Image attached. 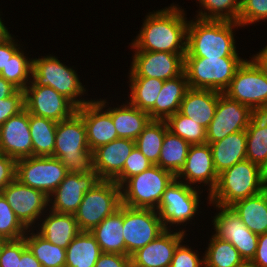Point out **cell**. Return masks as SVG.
<instances>
[{
    "label": "cell",
    "instance_id": "1",
    "mask_svg": "<svg viewBox=\"0 0 267 267\" xmlns=\"http://www.w3.org/2000/svg\"><path fill=\"white\" fill-rule=\"evenodd\" d=\"M179 9L171 5L149 14L132 48L136 51L186 53L188 23L184 11Z\"/></svg>",
    "mask_w": 267,
    "mask_h": 267
},
{
    "label": "cell",
    "instance_id": "2",
    "mask_svg": "<svg viewBox=\"0 0 267 267\" xmlns=\"http://www.w3.org/2000/svg\"><path fill=\"white\" fill-rule=\"evenodd\" d=\"M58 158L71 174H97L95 154L88 147L83 118L76 112L72 117L57 122L55 149Z\"/></svg>",
    "mask_w": 267,
    "mask_h": 267
},
{
    "label": "cell",
    "instance_id": "3",
    "mask_svg": "<svg viewBox=\"0 0 267 267\" xmlns=\"http://www.w3.org/2000/svg\"><path fill=\"white\" fill-rule=\"evenodd\" d=\"M196 19L188 22L184 57H239L232 32L238 22Z\"/></svg>",
    "mask_w": 267,
    "mask_h": 267
},
{
    "label": "cell",
    "instance_id": "4",
    "mask_svg": "<svg viewBox=\"0 0 267 267\" xmlns=\"http://www.w3.org/2000/svg\"><path fill=\"white\" fill-rule=\"evenodd\" d=\"M267 188L262 168L249 160H243L222 171L215 189L209 194V202L230 207L235 202L259 194Z\"/></svg>",
    "mask_w": 267,
    "mask_h": 267
},
{
    "label": "cell",
    "instance_id": "5",
    "mask_svg": "<svg viewBox=\"0 0 267 267\" xmlns=\"http://www.w3.org/2000/svg\"><path fill=\"white\" fill-rule=\"evenodd\" d=\"M243 61L240 57H184V72L189 88L223 93Z\"/></svg>",
    "mask_w": 267,
    "mask_h": 267
},
{
    "label": "cell",
    "instance_id": "6",
    "mask_svg": "<svg viewBox=\"0 0 267 267\" xmlns=\"http://www.w3.org/2000/svg\"><path fill=\"white\" fill-rule=\"evenodd\" d=\"M176 176L157 165L130 177L121 190L122 204L131 208L157 209L163 193Z\"/></svg>",
    "mask_w": 267,
    "mask_h": 267
},
{
    "label": "cell",
    "instance_id": "7",
    "mask_svg": "<svg viewBox=\"0 0 267 267\" xmlns=\"http://www.w3.org/2000/svg\"><path fill=\"white\" fill-rule=\"evenodd\" d=\"M121 186L114 180H100L84 197L74 214L80 231H91L122 205Z\"/></svg>",
    "mask_w": 267,
    "mask_h": 267
},
{
    "label": "cell",
    "instance_id": "8",
    "mask_svg": "<svg viewBox=\"0 0 267 267\" xmlns=\"http://www.w3.org/2000/svg\"><path fill=\"white\" fill-rule=\"evenodd\" d=\"M223 93L254 113L267 112V75L254 60L243 61Z\"/></svg>",
    "mask_w": 267,
    "mask_h": 267
},
{
    "label": "cell",
    "instance_id": "9",
    "mask_svg": "<svg viewBox=\"0 0 267 267\" xmlns=\"http://www.w3.org/2000/svg\"><path fill=\"white\" fill-rule=\"evenodd\" d=\"M33 82L38 86H48L71 100L77 107L90 102L78 100L86 90L82 86L76 72L60 63L55 56H47L32 60ZM77 99V100H76Z\"/></svg>",
    "mask_w": 267,
    "mask_h": 267
},
{
    "label": "cell",
    "instance_id": "10",
    "mask_svg": "<svg viewBox=\"0 0 267 267\" xmlns=\"http://www.w3.org/2000/svg\"><path fill=\"white\" fill-rule=\"evenodd\" d=\"M68 174L62 162L52 156H31L16 160V175L21 184L44 192L48 197Z\"/></svg>",
    "mask_w": 267,
    "mask_h": 267
},
{
    "label": "cell",
    "instance_id": "11",
    "mask_svg": "<svg viewBox=\"0 0 267 267\" xmlns=\"http://www.w3.org/2000/svg\"><path fill=\"white\" fill-rule=\"evenodd\" d=\"M166 229L155 209L131 208L123 205V237L126 255L131 256Z\"/></svg>",
    "mask_w": 267,
    "mask_h": 267
},
{
    "label": "cell",
    "instance_id": "12",
    "mask_svg": "<svg viewBox=\"0 0 267 267\" xmlns=\"http://www.w3.org/2000/svg\"><path fill=\"white\" fill-rule=\"evenodd\" d=\"M191 186L175 178L166 188L156 209L165 229H168V223L178 225L192 219L196 214L199 193Z\"/></svg>",
    "mask_w": 267,
    "mask_h": 267
},
{
    "label": "cell",
    "instance_id": "13",
    "mask_svg": "<svg viewBox=\"0 0 267 267\" xmlns=\"http://www.w3.org/2000/svg\"><path fill=\"white\" fill-rule=\"evenodd\" d=\"M24 89L25 109L29 114L59 122L72 117L77 106L64 95L48 86H38L33 81Z\"/></svg>",
    "mask_w": 267,
    "mask_h": 267
},
{
    "label": "cell",
    "instance_id": "14",
    "mask_svg": "<svg viewBox=\"0 0 267 267\" xmlns=\"http://www.w3.org/2000/svg\"><path fill=\"white\" fill-rule=\"evenodd\" d=\"M254 114L248 106L219 92L215 115L207 128L206 143H215L232 133L246 130Z\"/></svg>",
    "mask_w": 267,
    "mask_h": 267
},
{
    "label": "cell",
    "instance_id": "15",
    "mask_svg": "<svg viewBox=\"0 0 267 267\" xmlns=\"http://www.w3.org/2000/svg\"><path fill=\"white\" fill-rule=\"evenodd\" d=\"M221 208L213 222L219 239L229 241L240 253L243 260L252 261L258 246V235L250 231L231 207Z\"/></svg>",
    "mask_w": 267,
    "mask_h": 267
},
{
    "label": "cell",
    "instance_id": "16",
    "mask_svg": "<svg viewBox=\"0 0 267 267\" xmlns=\"http://www.w3.org/2000/svg\"><path fill=\"white\" fill-rule=\"evenodd\" d=\"M135 53L130 68V77H152L165 81L184 72L186 53L164 51H136Z\"/></svg>",
    "mask_w": 267,
    "mask_h": 267
},
{
    "label": "cell",
    "instance_id": "17",
    "mask_svg": "<svg viewBox=\"0 0 267 267\" xmlns=\"http://www.w3.org/2000/svg\"><path fill=\"white\" fill-rule=\"evenodd\" d=\"M1 194L27 229L38 220L50 202V197L44 192L21 184L17 179L9 183Z\"/></svg>",
    "mask_w": 267,
    "mask_h": 267
},
{
    "label": "cell",
    "instance_id": "18",
    "mask_svg": "<svg viewBox=\"0 0 267 267\" xmlns=\"http://www.w3.org/2000/svg\"><path fill=\"white\" fill-rule=\"evenodd\" d=\"M0 153L15 160L33 156L29 113L25 108L0 126Z\"/></svg>",
    "mask_w": 267,
    "mask_h": 267
},
{
    "label": "cell",
    "instance_id": "19",
    "mask_svg": "<svg viewBox=\"0 0 267 267\" xmlns=\"http://www.w3.org/2000/svg\"><path fill=\"white\" fill-rule=\"evenodd\" d=\"M105 103L107 102L104 100H90L77 108V113L85 124L88 147L91 151L119 138L110 113L107 110L102 111L106 106Z\"/></svg>",
    "mask_w": 267,
    "mask_h": 267
},
{
    "label": "cell",
    "instance_id": "20",
    "mask_svg": "<svg viewBox=\"0 0 267 267\" xmlns=\"http://www.w3.org/2000/svg\"><path fill=\"white\" fill-rule=\"evenodd\" d=\"M101 179L98 174H71L68 173L65 179L50 195L54 196L52 201L53 211L66 214H75L84 197V194L91 190Z\"/></svg>",
    "mask_w": 267,
    "mask_h": 267
},
{
    "label": "cell",
    "instance_id": "21",
    "mask_svg": "<svg viewBox=\"0 0 267 267\" xmlns=\"http://www.w3.org/2000/svg\"><path fill=\"white\" fill-rule=\"evenodd\" d=\"M166 229L155 240L130 256V262L140 267H170L177 245L184 239L185 230L171 234Z\"/></svg>",
    "mask_w": 267,
    "mask_h": 267
},
{
    "label": "cell",
    "instance_id": "22",
    "mask_svg": "<svg viewBox=\"0 0 267 267\" xmlns=\"http://www.w3.org/2000/svg\"><path fill=\"white\" fill-rule=\"evenodd\" d=\"M185 177L184 179L187 180L186 183H206L210 187V193L215 189L218 176L213 158H212V151L209 144H196L191 145L185 165L182 167L180 172L176 175V179ZM189 181V183H188Z\"/></svg>",
    "mask_w": 267,
    "mask_h": 267
},
{
    "label": "cell",
    "instance_id": "23",
    "mask_svg": "<svg viewBox=\"0 0 267 267\" xmlns=\"http://www.w3.org/2000/svg\"><path fill=\"white\" fill-rule=\"evenodd\" d=\"M135 140L118 138L94 150L95 167L101 180H114L123 170Z\"/></svg>",
    "mask_w": 267,
    "mask_h": 267
},
{
    "label": "cell",
    "instance_id": "24",
    "mask_svg": "<svg viewBox=\"0 0 267 267\" xmlns=\"http://www.w3.org/2000/svg\"><path fill=\"white\" fill-rule=\"evenodd\" d=\"M218 99V91L189 88L181 102L179 112L207 129L214 118Z\"/></svg>",
    "mask_w": 267,
    "mask_h": 267
},
{
    "label": "cell",
    "instance_id": "25",
    "mask_svg": "<svg viewBox=\"0 0 267 267\" xmlns=\"http://www.w3.org/2000/svg\"><path fill=\"white\" fill-rule=\"evenodd\" d=\"M189 89L185 72L164 81L154 107L148 112L152 120H166L180 110L181 102Z\"/></svg>",
    "mask_w": 267,
    "mask_h": 267
},
{
    "label": "cell",
    "instance_id": "26",
    "mask_svg": "<svg viewBox=\"0 0 267 267\" xmlns=\"http://www.w3.org/2000/svg\"><path fill=\"white\" fill-rule=\"evenodd\" d=\"M123 204L114 213L103 219L90 232L102 252L126 255L123 237Z\"/></svg>",
    "mask_w": 267,
    "mask_h": 267
},
{
    "label": "cell",
    "instance_id": "27",
    "mask_svg": "<svg viewBox=\"0 0 267 267\" xmlns=\"http://www.w3.org/2000/svg\"><path fill=\"white\" fill-rule=\"evenodd\" d=\"M209 145L218 174L236 163L246 160V130L232 133L224 139Z\"/></svg>",
    "mask_w": 267,
    "mask_h": 267
},
{
    "label": "cell",
    "instance_id": "28",
    "mask_svg": "<svg viewBox=\"0 0 267 267\" xmlns=\"http://www.w3.org/2000/svg\"><path fill=\"white\" fill-rule=\"evenodd\" d=\"M245 226L256 235L267 233V188L230 206Z\"/></svg>",
    "mask_w": 267,
    "mask_h": 267
},
{
    "label": "cell",
    "instance_id": "29",
    "mask_svg": "<svg viewBox=\"0 0 267 267\" xmlns=\"http://www.w3.org/2000/svg\"><path fill=\"white\" fill-rule=\"evenodd\" d=\"M49 212L38 233L50 243L66 249L80 232L75 216L53 210Z\"/></svg>",
    "mask_w": 267,
    "mask_h": 267
},
{
    "label": "cell",
    "instance_id": "30",
    "mask_svg": "<svg viewBox=\"0 0 267 267\" xmlns=\"http://www.w3.org/2000/svg\"><path fill=\"white\" fill-rule=\"evenodd\" d=\"M127 105L109 108L107 111L111 115L118 137L136 140L152 119L147 112L130 103Z\"/></svg>",
    "mask_w": 267,
    "mask_h": 267
},
{
    "label": "cell",
    "instance_id": "31",
    "mask_svg": "<svg viewBox=\"0 0 267 267\" xmlns=\"http://www.w3.org/2000/svg\"><path fill=\"white\" fill-rule=\"evenodd\" d=\"M102 250L90 231H80L66 248L65 267H94Z\"/></svg>",
    "mask_w": 267,
    "mask_h": 267
},
{
    "label": "cell",
    "instance_id": "32",
    "mask_svg": "<svg viewBox=\"0 0 267 267\" xmlns=\"http://www.w3.org/2000/svg\"><path fill=\"white\" fill-rule=\"evenodd\" d=\"M246 159L261 168L267 162V112L255 113L246 129Z\"/></svg>",
    "mask_w": 267,
    "mask_h": 267
},
{
    "label": "cell",
    "instance_id": "33",
    "mask_svg": "<svg viewBox=\"0 0 267 267\" xmlns=\"http://www.w3.org/2000/svg\"><path fill=\"white\" fill-rule=\"evenodd\" d=\"M57 122L29 114L33 156H53Z\"/></svg>",
    "mask_w": 267,
    "mask_h": 267
},
{
    "label": "cell",
    "instance_id": "34",
    "mask_svg": "<svg viewBox=\"0 0 267 267\" xmlns=\"http://www.w3.org/2000/svg\"><path fill=\"white\" fill-rule=\"evenodd\" d=\"M190 146L184 139L167 130L157 166L176 176L185 165Z\"/></svg>",
    "mask_w": 267,
    "mask_h": 267
},
{
    "label": "cell",
    "instance_id": "35",
    "mask_svg": "<svg viewBox=\"0 0 267 267\" xmlns=\"http://www.w3.org/2000/svg\"><path fill=\"white\" fill-rule=\"evenodd\" d=\"M167 130L168 126L165 120H151L135 140V147L140 150L152 165L158 164Z\"/></svg>",
    "mask_w": 267,
    "mask_h": 267
},
{
    "label": "cell",
    "instance_id": "36",
    "mask_svg": "<svg viewBox=\"0 0 267 267\" xmlns=\"http://www.w3.org/2000/svg\"><path fill=\"white\" fill-rule=\"evenodd\" d=\"M130 104L149 112L155 105L164 81L152 77H130Z\"/></svg>",
    "mask_w": 267,
    "mask_h": 267
},
{
    "label": "cell",
    "instance_id": "37",
    "mask_svg": "<svg viewBox=\"0 0 267 267\" xmlns=\"http://www.w3.org/2000/svg\"><path fill=\"white\" fill-rule=\"evenodd\" d=\"M27 247L42 267H65L66 249L50 243L38 232L24 236Z\"/></svg>",
    "mask_w": 267,
    "mask_h": 267
},
{
    "label": "cell",
    "instance_id": "38",
    "mask_svg": "<svg viewBox=\"0 0 267 267\" xmlns=\"http://www.w3.org/2000/svg\"><path fill=\"white\" fill-rule=\"evenodd\" d=\"M243 261L238 250L229 241L213 235L205 253V267H238Z\"/></svg>",
    "mask_w": 267,
    "mask_h": 267
},
{
    "label": "cell",
    "instance_id": "39",
    "mask_svg": "<svg viewBox=\"0 0 267 267\" xmlns=\"http://www.w3.org/2000/svg\"><path fill=\"white\" fill-rule=\"evenodd\" d=\"M168 130L191 145L205 144L207 129L179 111L166 120Z\"/></svg>",
    "mask_w": 267,
    "mask_h": 267
},
{
    "label": "cell",
    "instance_id": "40",
    "mask_svg": "<svg viewBox=\"0 0 267 267\" xmlns=\"http://www.w3.org/2000/svg\"><path fill=\"white\" fill-rule=\"evenodd\" d=\"M199 2L205 10H208V13L200 11L197 17L198 19L238 22L241 10L239 0H199Z\"/></svg>",
    "mask_w": 267,
    "mask_h": 267
},
{
    "label": "cell",
    "instance_id": "41",
    "mask_svg": "<svg viewBox=\"0 0 267 267\" xmlns=\"http://www.w3.org/2000/svg\"><path fill=\"white\" fill-rule=\"evenodd\" d=\"M19 49L10 58L0 76L11 82L20 90H24L28 84V77L32 74V59L28 60Z\"/></svg>",
    "mask_w": 267,
    "mask_h": 267
},
{
    "label": "cell",
    "instance_id": "42",
    "mask_svg": "<svg viewBox=\"0 0 267 267\" xmlns=\"http://www.w3.org/2000/svg\"><path fill=\"white\" fill-rule=\"evenodd\" d=\"M27 228L17 218L5 197L0 193V237L5 240L23 238Z\"/></svg>",
    "mask_w": 267,
    "mask_h": 267
},
{
    "label": "cell",
    "instance_id": "43",
    "mask_svg": "<svg viewBox=\"0 0 267 267\" xmlns=\"http://www.w3.org/2000/svg\"><path fill=\"white\" fill-rule=\"evenodd\" d=\"M152 164L136 147L132 150L129 157L126 159L122 172L114 179V181L124 188V183L130 178L145 171Z\"/></svg>",
    "mask_w": 267,
    "mask_h": 267
},
{
    "label": "cell",
    "instance_id": "44",
    "mask_svg": "<svg viewBox=\"0 0 267 267\" xmlns=\"http://www.w3.org/2000/svg\"><path fill=\"white\" fill-rule=\"evenodd\" d=\"M267 19V0H245L241 4L238 23L245 26Z\"/></svg>",
    "mask_w": 267,
    "mask_h": 267
},
{
    "label": "cell",
    "instance_id": "45",
    "mask_svg": "<svg viewBox=\"0 0 267 267\" xmlns=\"http://www.w3.org/2000/svg\"><path fill=\"white\" fill-rule=\"evenodd\" d=\"M27 247L23 238L7 240L0 253V267H19L22 251Z\"/></svg>",
    "mask_w": 267,
    "mask_h": 267
},
{
    "label": "cell",
    "instance_id": "46",
    "mask_svg": "<svg viewBox=\"0 0 267 267\" xmlns=\"http://www.w3.org/2000/svg\"><path fill=\"white\" fill-rule=\"evenodd\" d=\"M25 108L24 90L18 89L13 95L0 100V126L10 117Z\"/></svg>",
    "mask_w": 267,
    "mask_h": 267
},
{
    "label": "cell",
    "instance_id": "47",
    "mask_svg": "<svg viewBox=\"0 0 267 267\" xmlns=\"http://www.w3.org/2000/svg\"><path fill=\"white\" fill-rule=\"evenodd\" d=\"M180 242L173 254L170 267H201L204 266V257L199 259L198 255Z\"/></svg>",
    "mask_w": 267,
    "mask_h": 267
},
{
    "label": "cell",
    "instance_id": "48",
    "mask_svg": "<svg viewBox=\"0 0 267 267\" xmlns=\"http://www.w3.org/2000/svg\"><path fill=\"white\" fill-rule=\"evenodd\" d=\"M16 160L0 153V193L15 179Z\"/></svg>",
    "mask_w": 267,
    "mask_h": 267
},
{
    "label": "cell",
    "instance_id": "49",
    "mask_svg": "<svg viewBox=\"0 0 267 267\" xmlns=\"http://www.w3.org/2000/svg\"><path fill=\"white\" fill-rule=\"evenodd\" d=\"M130 256L116 253H102L94 267H128Z\"/></svg>",
    "mask_w": 267,
    "mask_h": 267
},
{
    "label": "cell",
    "instance_id": "50",
    "mask_svg": "<svg viewBox=\"0 0 267 267\" xmlns=\"http://www.w3.org/2000/svg\"><path fill=\"white\" fill-rule=\"evenodd\" d=\"M14 41L15 40L12 39V36H10L7 40L0 44V72L4 67H6L13 54L20 49L19 47L17 48L19 45L15 44Z\"/></svg>",
    "mask_w": 267,
    "mask_h": 267
},
{
    "label": "cell",
    "instance_id": "51",
    "mask_svg": "<svg viewBox=\"0 0 267 267\" xmlns=\"http://www.w3.org/2000/svg\"><path fill=\"white\" fill-rule=\"evenodd\" d=\"M252 261L259 267H267V233L258 236V246Z\"/></svg>",
    "mask_w": 267,
    "mask_h": 267
},
{
    "label": "cell",
    "instance_id": "52",
    "mask_svg": "<svg viewBox=\"0 0 267 267\" xmlns=\"http://www.w3.org/2000/svg\"><path fill=\"white\" fill-rule=\"evenodd\" d=\"M19 267H42L41 263L35 258L33 253L26 247L22 251Z\"/></svg>",
    "mask_w": 267,
    "mask_h": 267
},
{
    "label": "cell",
    "instance_id": "53",
    "mask_svg": "<svg viewBox=\"0 0 267 267\" xmlns=\"http://www.w3.org/2000/svg\"><path fill=\"white\" fill-rule=\"evenodd\" d=\"M18 88L0 76V100L13 95Z\"/></svg>",
    "mask_w": 267,
    "mask_h": 267
},
{
    "label": "cell",
    "instance_id": "54",
    "mask_svg": "<svg viewBox=\"0 0 267 267\" xmlns=\"http://www.w3.org/2000/svg\"><path fill=\"white\" fill-rule=\"evenodd\" d=\"M253 60L267 75V46L263 48L259 54H256V56L254 55Z\"/></svg>",
    "mask_w": 267,
    "mask_h": 267
},
{
    "label": "cell",
    "instance_id": "55",
    "mask_svg": "<svg viewBox=\"0 0 267 267\" xmlns=\"http://www.w3.org/2000/svg\"><path fill=\"white\" fill-rule=\"evenodd\" d=\"M10 36L11 34L8 32L0 18V44L7 40Z\"/></svg>",
    "mask_w": 267,
    "mask_h": 267
},
{
    "label": "cell",
    "instance_id": "56",
    "mask_svg": "<svg viewBox=\"0 0 267 267\" xmlns=\"http://www.w3.org/2000/svg\"><path fill=\"white\" fill-rule=\"evenodd\" d=\"M238 267H259L253 261L244 260Z\"/></svg>",
    "mask_w": 267,
    "mask_h": 267
},
{
    "label": "cell",
    "instance_id": "57",
    "mask_svg": "<svg viewBox=\"0 0 267 267\" xmlns=\"http://www.w3.org/2000/svg\"><path fill=\"white\" fill-rule=\"evenodd\" d=\"M262 173L265 181L267 182V162L266 164L262 167Z\"/></svg>",
    "mask_w": 267,
    "mask_h": 267
},
{
    "label": "cell",
    "instance_id": "58",
    "mask_svg": "<svg viewBox=\"0 0 267 267\" xmlns=\"http://www.w3.org/2000/svg\"><path fill=\"white\" fill-rule=\"evenodd\" d=\"M7 240L3 239L0 237V253H1V250H2V247L4 245V243L6 242Z\"/></svg>",
    "mask_w": 267,
    "mask_h": 267
},
{
    "label": "cell",
    "instance_id": "59",
    "mask_svg": "<svg viewBox=\"0 0 267 267\" xmlns=\"http://www.w3.org/2000/svg\"><path fill=\"white\" fill-rule=\"evenodd\" d=\"M128 267H140V266L134 265V264H132V263L130 262Z\"/></svg>",
    "mask_w": 267,
    "mask_h": 267
}]
</instances>
